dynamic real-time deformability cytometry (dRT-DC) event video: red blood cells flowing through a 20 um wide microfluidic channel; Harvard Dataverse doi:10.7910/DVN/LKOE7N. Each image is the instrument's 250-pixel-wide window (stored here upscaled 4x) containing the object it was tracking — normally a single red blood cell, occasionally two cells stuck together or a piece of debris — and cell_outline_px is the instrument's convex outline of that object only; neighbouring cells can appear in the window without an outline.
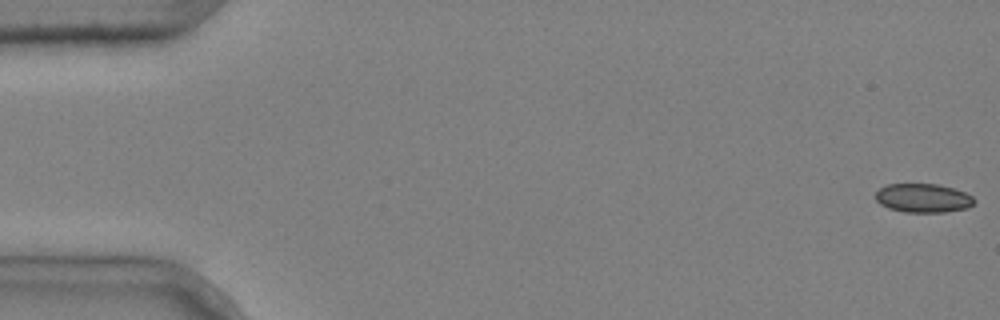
{"species": "common noctule bat (a hibernating species)", "species_latin": "Nyctalus noctula", "temperature_condition": "cold", "stored_images_in_passage": 4, "camera_frame_rate_fps": 3000, "um_per_image_px": 0.085, "animal": {"sex": "male", "body_mass_g": 20.4}, "frame": {"image": 1, "passage_image": 1, "time_ms": 0.0, "image_size_px": [1000, 320], "cell_outline_px": [[976, 200], [968, 208], [944, 212], [904, 212], [888, 208], [880, 204], [876, 200], [876, 192], [880, 188], [888, 184], [936, 184], [952, 188], [964, 192], [972, 196]], "centroid_in_image_um": [78.46, 16.84], "position_along_channel_um": 6.5, "area_um2": 16.53}}